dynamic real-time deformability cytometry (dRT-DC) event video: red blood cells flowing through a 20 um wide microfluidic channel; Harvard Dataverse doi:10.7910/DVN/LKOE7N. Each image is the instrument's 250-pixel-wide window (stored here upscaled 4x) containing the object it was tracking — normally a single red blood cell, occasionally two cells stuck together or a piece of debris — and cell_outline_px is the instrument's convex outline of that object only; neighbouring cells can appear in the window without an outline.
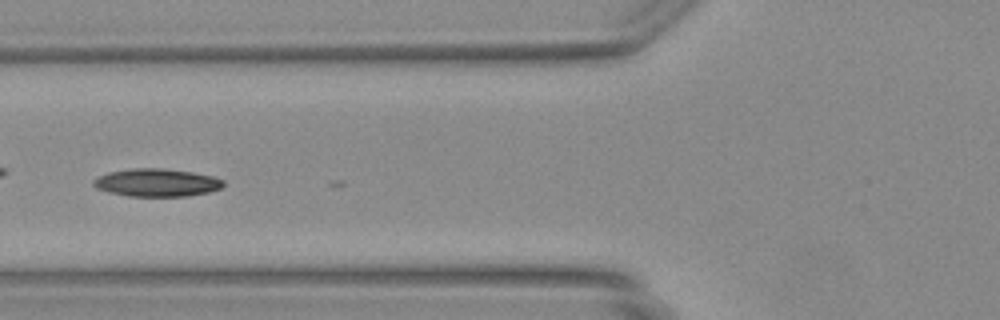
{"species": "Egyptian fruit bat (a non-hibernating species)", "species_latin": "Rousettus aegyptiacus", "temperature_condition": "warm", "stored_images_in_passage": 5, "camera_frame_rate_fps": 3000, "um_per_image_px": 0.085, "animal": {"sex": "female"}, "frame": {"image": 1, "passage_image": 4, "time_ms": 1.0, "image_size_px": [1000, 320], "cell_outline_px": [[224, 184], [220, 188], [208, 192], [188, 196], [128, 196], [108, 192], [96, 188], [92, 184], [92, 180], [108, 172], [132, 168], [160, 168], [192, 172], [212, 176], [224, 180]], "centroid_in_image_um": [13.3, 15.52], "position_along_channel_um": 112.5, "area_um2": 21.04}}